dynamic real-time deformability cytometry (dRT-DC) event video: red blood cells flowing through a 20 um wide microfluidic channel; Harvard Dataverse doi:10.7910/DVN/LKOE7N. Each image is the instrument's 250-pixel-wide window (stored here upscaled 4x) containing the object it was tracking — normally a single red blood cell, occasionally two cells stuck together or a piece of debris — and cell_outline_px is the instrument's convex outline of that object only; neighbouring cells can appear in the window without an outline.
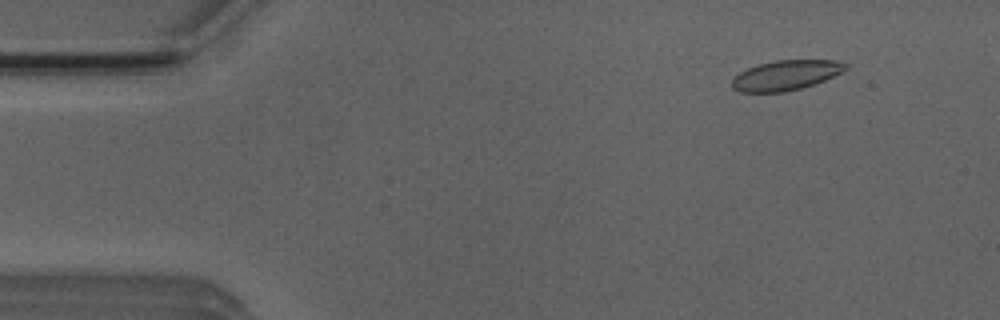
{"species": "Egyptian fruit bat (a non-hibernating species)", "species_latin": "Rousettus aegyptiacus", "temperature_condition": "room temperature", "stored_images_in_passage": 49, "camera_frame_rate_fps": 3000, "um_per_image_px": 0.085, "animal": {"sex": "male"}, "frame": {"image": 1, "passage_image": 3, "time_ms": 0.667, "image_size_px": [1000, 320], "cell_outline_px": [[848, 68], [844, 72], [816, 84], [784, 92], [740, 92], [732, 88], [732, 80], [740, 72], [748, 68], [760, 64], [776, 60], [836, 60], [848, 64]], "centroid_in_image_um": [66.85, 6.39], "position_along_channel_um": 18.1, "area_um2": 19.88}}
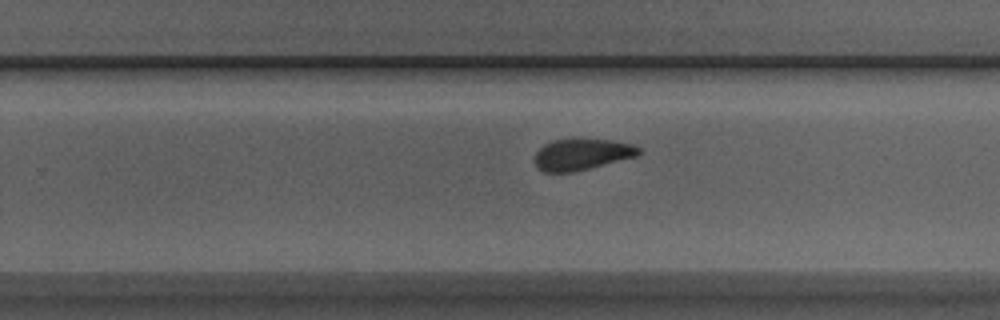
{"frame": {"image": 2, "passage_image": 30, "time_ms": 9.667, "image_size_px": [1000, 320], "cell_outline_px": [[640, 156], [572, 172], [544, 172], [536, 168], [536, 152], [544, 144], [552, 140], [612, 140], [632, 144], [640, 148]], "centroid_in_image_um": [49.48, 13.13], "position_along_channel_um": 280.3, "area_um2": 18.79}}
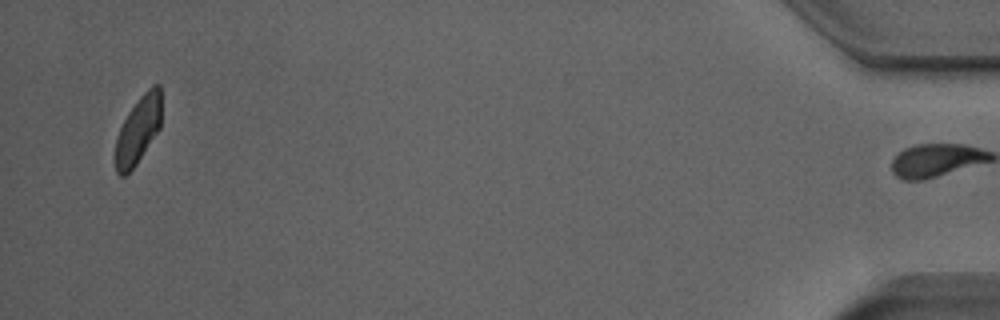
{"frame": {"image": 3, "passage_image": 48, "time_ms": 15.667, "image_size_px": [1000, 320], "cell_outline_px": [[160, 128], [136, 164], [124, 176], [120, 176], [116, 172], [116, 140], [120, 128], [128, 112], [140, 96], [152, 84], [160, 84]], "centroid_in_image_um": [11.75, 11.03], "position_along_channel_um": 423.5, "area_um2": 17.69}, "authors_computed_cell_mechanics": {"area_um2": 19.8832, "velocity_mm_per_s": 3.9059, "shape_relaxation_time_tau1_ms": 7.0347, "shape_relaxation_time_tau2_ms": 2.4079, "deformation_change_tau1": 0.1378, "deformation_change_tau2": 0.0774}}